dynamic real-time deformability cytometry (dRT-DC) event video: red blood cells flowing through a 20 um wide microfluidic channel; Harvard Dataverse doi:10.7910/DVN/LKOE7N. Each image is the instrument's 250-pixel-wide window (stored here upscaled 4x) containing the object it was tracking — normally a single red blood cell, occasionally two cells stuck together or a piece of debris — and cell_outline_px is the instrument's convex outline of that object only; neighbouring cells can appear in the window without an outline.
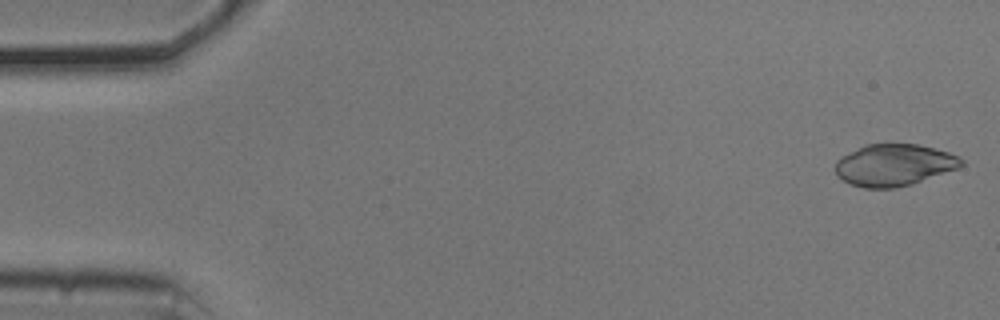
{"species": "common noctule bat (a hibernating species)", "species_latin": "Nyctalus noctula", "temperature_condition": "cold", "stored_images_in_passage": 53, "camera_frame_rate_fps": 3000, "um_per_image_px": 0.085, "animal": {"sex": "male", "body_mass_g": 20.5, "forearm_length_mm": 52.5}, "frame": {"image": 1, "passage_image": 1, "time_ms": 0.0, "image_size_px": [1000, 320], "cell_outline_px": [[964, 164], [956, 168], [912, 184], [896, 188], [864, 188], [848, 184], [836, 176], [836, 160], [840, 156], [864, 144], [916, 144], [936, 148], [960, 156], [964, 160]], "centroid_in_image_um": [75.95, 14.02], "position_along_channel_um": 9.0, "area_um2": 30.92}}
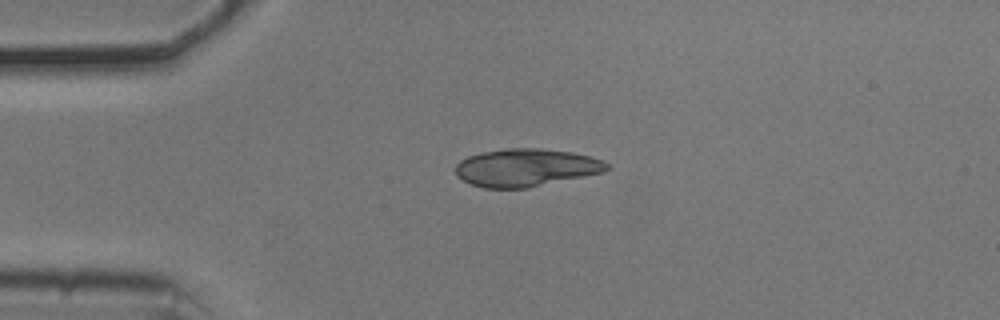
{"frame": {"image": 2, "passage_image": 12, "time_ms": 3.667, "image_size_px": [1000, 320], "cell_outline_px": [[612, 168], [604, 172], [524, 188], [484, 188], [472, 184], [456, 176], [456, 164], [460, 160], [468, 156], [480, 152], [508, 148], [540, 148], [572, 152], [604, 160]], "centroid_in_image_um": [44.71, 14.23], "position_along_channel_um": 40.3, "area_um2": 33.18}}